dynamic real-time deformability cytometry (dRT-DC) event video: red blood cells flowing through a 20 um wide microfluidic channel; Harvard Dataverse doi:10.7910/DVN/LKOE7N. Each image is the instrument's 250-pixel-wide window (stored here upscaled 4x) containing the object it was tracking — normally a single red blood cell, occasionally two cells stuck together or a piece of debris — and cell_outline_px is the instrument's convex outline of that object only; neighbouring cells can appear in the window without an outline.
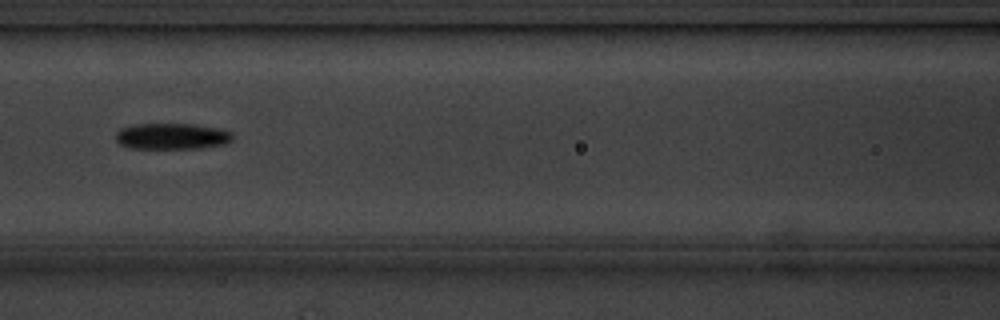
{"species": "common noctule bat (a hibernating species)", "species_latin": "Nyctalus noctula", "temperature_condition": "cold", "stored_images_in_passage": 9, "camera_frame_rate_fps": 3000, "um_per_image_px": 0.085, "animal": {"sex": "male", "body_mass_g": 20.1, "forearm_length_mm": 53.5}, "frame": {"image": 1, "passage_image": 3, "time_ms": 2.333, "image_size_px": [1000, 320], "cell_outline_px": [[232, 140], [224, 144], [204, 148], [132, 148], [120, 144], [116, 140], [116, 132], [120, 128], [136, 124], [196, 124], [220, 128], [232, 132]], "centroid_in_image_um": [14.64, 11.57], "position_along_channel_um": 152.0, "area_um2": 17.86}}
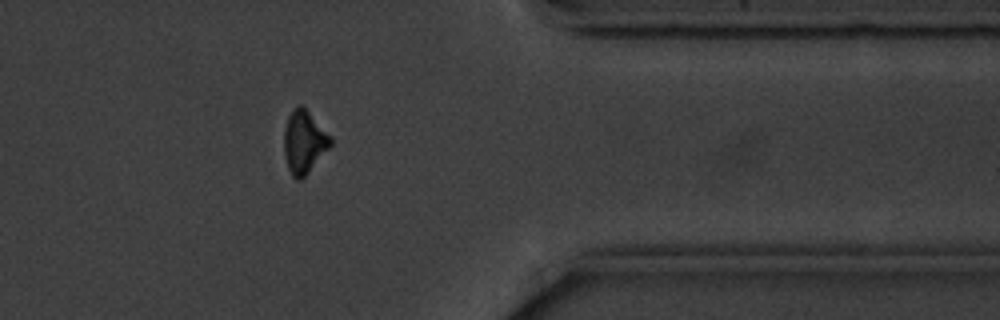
{"frame": {"image": 2, "passage_image": 9, "time_ms": 9.333, "image_size_px": [1000, 320], "cell_outline_px": [[332, 144], [308, 172], [300, 180], [296, 180], [292, 176], [288, 168], [284, 156], [284, 128], [288, 116], [296, 104], [300, 104], [332, 136]], "centroid_in_image_um": [25.83, 12.06], "position_along_channel_um": 385.6, "area_um2": 16.94}}